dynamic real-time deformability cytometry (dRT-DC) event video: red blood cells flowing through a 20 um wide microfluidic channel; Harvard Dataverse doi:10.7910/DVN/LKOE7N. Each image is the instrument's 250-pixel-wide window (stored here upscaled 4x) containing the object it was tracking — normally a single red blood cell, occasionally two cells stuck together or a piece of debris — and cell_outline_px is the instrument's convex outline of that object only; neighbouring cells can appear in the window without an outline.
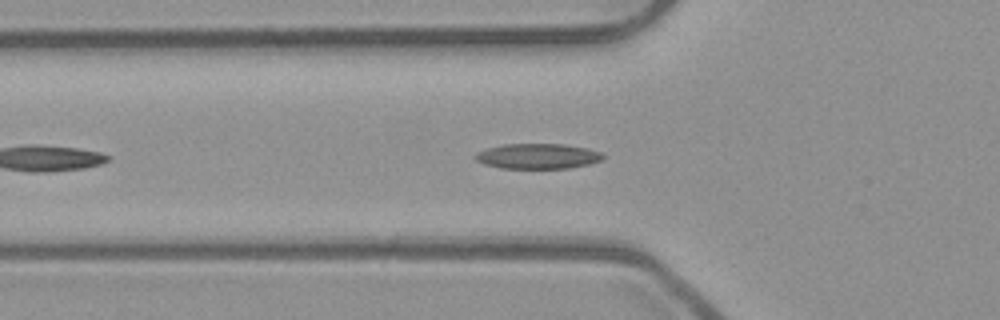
{"species": "common noctule bat (a hibernating species)", "species_latin": "Nyctalus noctula", "temperature_condition": "room temperature", "stored_images_in_passage": 20, "camera_frame_rate_fps": 3000, "um_per_image_px": 0.085, "animal": {"sex": "male", "body_mass_g": 23.1, "forearm_length_mm": 52.7}, "frame": {"image": 1, "passage_image": 7, "time_ms": 2.0, "image_size_px": [1000, 320], "cell_outline_px": [[604, 160], [588, 164], [568, 168], [500, 168], [484, 164], [476, 160], [472, 156], [476, 152], [488, 148], [504, 144], [564, 144], [588, 148], [600, 152], [604, 156]], "centroid_in_image_um": [45.7, 13.27], "position_along_channel_um": 80.1, "area_um2": 18.84}}
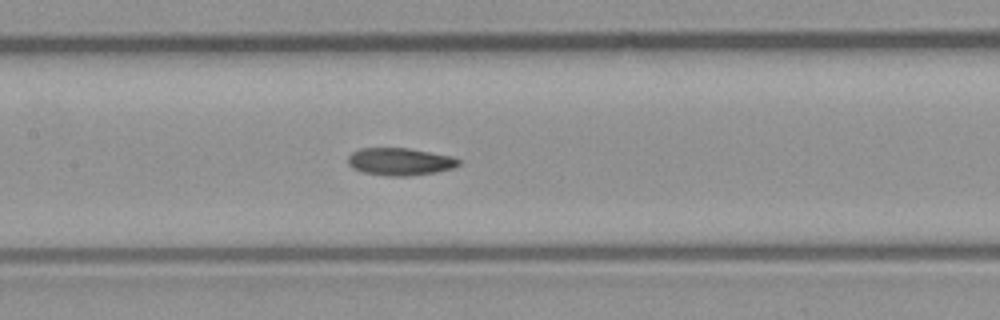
{"frame": {"image": 2, "passage_image": 14, "time_ms": 4.333, "image_size_px": [1000, 320], "cell_outline_px": [[460, 164], [452, 168], [436, 172], [408, 176], [388, 176], [364, 172], [352, 168], [348, 164], [348, 156], [352, 152], [360, 148], [408, 148], [452, 156], [460, 160]], "centroid_in_image_um": [33.98, 13.73], "position_along_channel_um": 173.4, "area_um2": 17.69}}
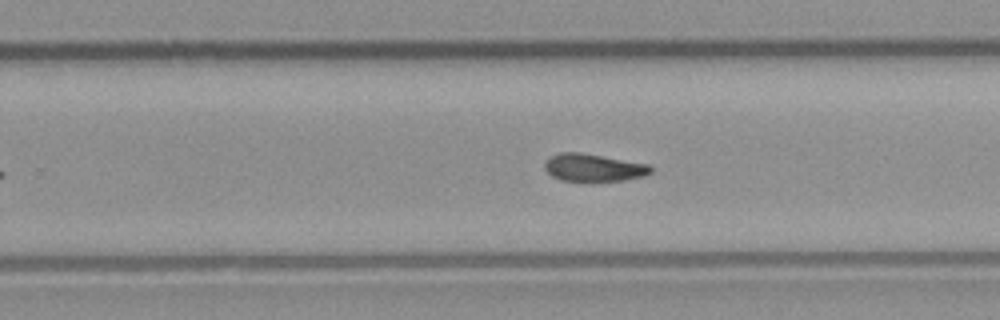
{"frame": {"image": 3, "passage_image": 19, "time_ms": 6.0, "image_size_px": [1000, 320], "cell_outline_px": [[652, 172], [644, 176], [624, 180], [560, 180], [552, 176], [544, 168], [544, 160], [560, 152], [580, 152], [652, 164]], "centroid_in_image_um": [50.47, 14.23], "position_along_channel_um": 279.3, "area_um2": 17.05}}